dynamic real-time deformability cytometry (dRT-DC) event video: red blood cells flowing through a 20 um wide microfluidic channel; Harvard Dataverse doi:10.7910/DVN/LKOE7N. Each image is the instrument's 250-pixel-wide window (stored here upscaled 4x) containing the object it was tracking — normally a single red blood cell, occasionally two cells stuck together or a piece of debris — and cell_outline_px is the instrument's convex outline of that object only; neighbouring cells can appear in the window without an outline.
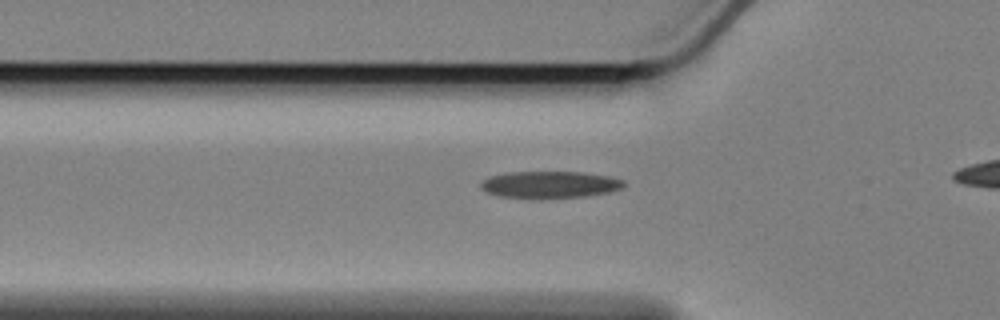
{"species": "Egyptian fruit bat (a non-hibernating species)", "species_latin": "Rousettus aegyptiacus", "temperature_condition": "cold", "stored_images_in_passage": 33, "camera_frame_rate_fps": 3000, "um_per_image_px": 0.085, "animal": {"sex": "female"}, "frame": {"image": 1, "passage_image": 4, "time_ms": 1.0, "image_size_px": [1000, 320], "cell_outline_px": [[624, 184], [620, 188], [608, 192], [584, 196], [532, 200], [496, 196], [484, 192], [480, 188], [480, 184], [488, 176], [508, 172], [584, 172], [608, 176], [624, 180]], "centroid_in_image_um": [46.63, 15.71], "position_along_channel_um": 79.2, "area_um2": 22.95}}
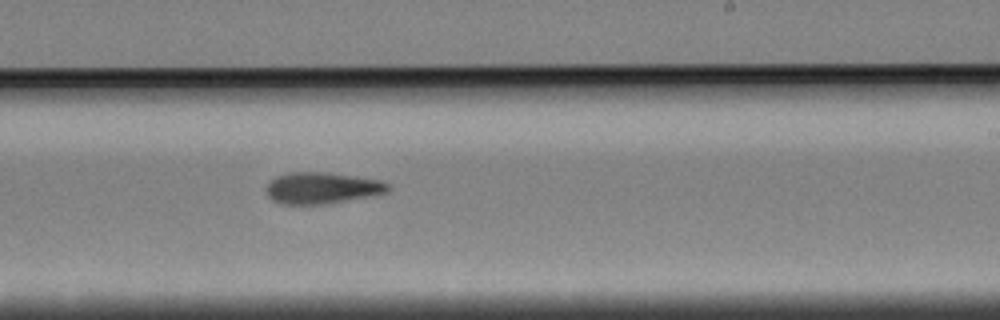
{"frame": {"image": 2, "passage_image": 20, "time_ms": 6.333, "image_size_px": [1000, 320], "cell_outline_px": [[392, 188], [388, 192], [324, 204], [280, 204], [272, 200], [268, 196], [268, 184], [276, 176], [288, 172], [328, 172], [380, 180], [388, 184]], "centroid_in_image_um": [27.36, 15.97], "position_along_channel_um": 261.6, "area_um2": 22.08}}
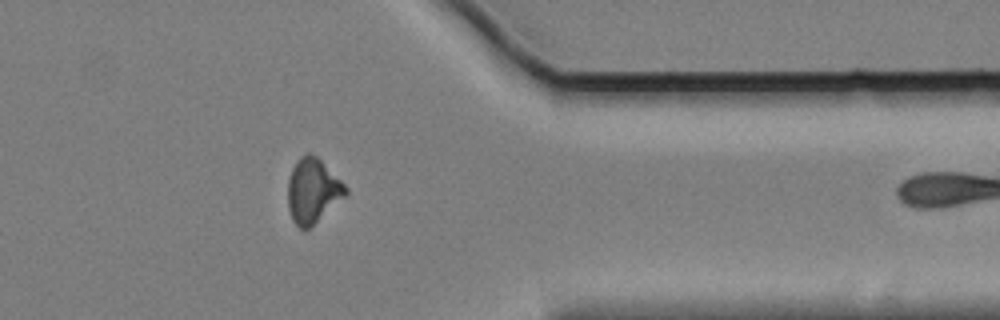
{"frame": {"image": 3, "passage_image": 32, "time_ms": 10.333, "image_size_px": [1000, 320], "cell_outline_px": [[348, 192], [344, 196], [308, 228], [300, 228], [292, 220], [288, 208], [288, 180], [292, 168], [296, 160], [300, 156], [308, 152], [312, 152], [348, 188]], "centroid_in_image_um": [26.54, 16.17], "position_along_channel_um": 384.9, "area_um2": 21.21}}